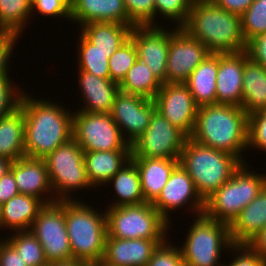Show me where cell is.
Masks as SVG:
<instances>
[{
  "label": "cell",
  "mask_w": 266,
  "mask_h": 266,
  "mask_svg": "<svg viewBox=\"0 0 266 266\" xmlns=\"http://www.w3.org/2000/svg\"><path fill=\"white\" fill-rule=\"evenodd\" d=\"M19 35L11 32H6L1 38H0V78L3 76H8L9 70L11 65L10 59L12 56L13 50H15L16 42L19 39Z\"/></svg>",
  "instance_id": "f6af8a7d"
},
{
  "label": "cell",
  "mask_w": 266,
  "mask_h": 266,
  "mask_svg": "<svg viewBox=\"0 0 266 266\" xmlns=\"http://www.w3.org/2000/svg\"><path fill=\"white\" fill-rule=\"evenodd\" d=\"M19 107L25 119V156L45 158L73 138L71 109L52 100L33 98L28 92H24Z\"/></svg>",
  "instance_id": "6da1fadb"
},
{
  "label": "cell",
  "mask_w": 266,
  "mask_h": 266,
  "mask_svg": "<svg viewBox=\"0 0 266 266\" xmlns=\"http://www.w3.org/2000/svg\"><path fill=\"white\" fill-rule=\"evenodd\" d=\"M50 266H86L87 263L79 260H70V261H60V262H51Z\"/></svg>",
  "instance_id": "f5cc1de1"
},
{
  "label": "cell",
  "mask_w": 266,
  "mask_h": 266,
  "mask_svg": "<svg viewBox=\"0 0 266 266\" xmlns=\"http://www.w3.org/2000/svg\"><path fill=\"white\" fill-rule=\"evenodd\" d=\"M11 160L0 156V179L10 170Z\"/></svg>",
  "instance_id": "816d5d0a"
},
{
  "label": "cell",
  "mask_w": 266,
  "mask_h": 266,
  "mask_svg": "<svg viewBox=\"0 0 266 266\" xmlns=\"http://www.w3.org/2000/svg\"><path fill=\"white\" fill-rule=\"evenodd\" d=\"M248 57L266 68V33L259 34L246 43Z\"/></svg>",
  "instance_id": "bcb514c9"
},
{
  "label": "cell",
  "mask_w": 266,
  "mask_h": 266,
  "mask_svg": "<svg viewBox=\"0 0 266 266\" xmlns=\"http://www.w3.org/2000/svg\"><path fill=\"white\" fill-rule=\"evenodd\" d=\"M87 179L92 188L107 182L131 160V151L84 152Z\"/></svg>",
  "instance_id": "484cf974"
},
{
  "label": "cell",
  "mask_w": 266,
  "mask_h": 266,
  "mask_svg": "<svg viewBox=\"0 0 266 266\" xmlns=\"http://www.w3.org/2000/svg\"><path fill=\"white\" fill-rule=\"evenodd\" d=\"M155 110L153 99L120 91L115 98L110 115L118 125L123 138L131 145L146 131Z\"/></svg>",
  "instance_id": "e0dca14e"
},
{
  "label": "cell",
  "mask_w": 266,
  "mask_h": 266,
  "mask_svg": "<svg viewBox=\"0 0 266 266\" xmlns=\"http://www.w3.org/2000/svg\"><path fill=\"white\" fill-rule=\"evenodd\" d=\"M190 138L246 163L242 152L248 148V115L241 107L229 104L198 107Z\"/></svg>",
  "instance_id": "7a4b0ae2"
},
{
  "label": "cell",
  "mask_w": 266,
  "mask_h": 266,
  "mask_svg": "<svg viewBox=\"0 0 266 266\" xmlns=\"http://www.w3.org/2000/svg\"><path fill=\"white\" fill-rule=\"evenodd\" d=\"M137 59L136 46L129 39L109 57L110 79L120 84Z\"/></svg>",
  "instance_id": "8d00e7d4"
},
{
  "label": "cell",
  "mask_w": 266,
  "mask_h": 266,
  "mask_svg": "<svg viewBox=\"0 0 266 266\" xmlns=\"http://www.w3.org/2000/svg\"><path fill=\"white\" fill-rule=\"evenodd\" d=\"M73 112L72 137L84 152L131 151L110 113Z\"/></svg>",
  "instance_id": "30bf717a"
},
{
  "label": "cell",
  "mask_w": 266,
  "mask_h": 266,
  "mask_svg": "<svg viewBox=\"0 0 266 266\" xmlns=\"http://www.w3.org/2000/svg\"><path fill=\"white\" fill-rule=\"evenodd\" d=\"M56 201L73 200L72 191L92 187L86 174L84 151L71 138L44 158Z\"/></svg>",
  "instance_id": "9c48e42d"
},
{
  "label": "cell",
  "mask_w": 266,
  "mask_h": 266,
  "mask_svg": "<svg viewBox=\"0 0 266 266\" xmlns=\"http://www.w3.org/2000/svg\"><path fill=\"white\" fill-rule=\"evenodd\" d=\"M140 174L143 198L153 203L166 185L171 172L179 164V159L131 158Z\"/></svg>",
  "instance_id": "603a6c76"
},
{
  "label": "cell",
  "mask_w": 266,
  "mask_h": 266,
  "mask_svg": "<svg viewBox=\"0 0 266 266\" xmlns=\"http://www.w3.org/2000/svg\"><path fill=\"white\" fill-rule=\"evenodd\" d=\"M24 135L25 119L20 107L0 118V156L13 162L25 156Z\"/></svg>",
  "instance_id": "f546056e"
},
{
  "label": "cell",
  "mask_w": 266,
  "mask_h": 266,
  "mask_svg": "<svg viewBox=\"0 0 266 266\" xmlns=\"http://www.w3.org/2000/svg\"><path fill=\"white\" fill-rule=\"evenodd\" d=\"M162 83L151 72L150 68L137 59L128 70L126 77L119 84L120 91L154 99Z\"/></svg>",
  "instance_id": "1f68e13d"
},
{
  "label": "cell",
  "mask_w": 266,
  "mask_h": 266,
  "mask_svg": "<svg viewBox=\"0 0 266 266\" xmlns=\"http://www.w3.org/2000/svg\"><path fill=\"white\" fill-rule=\"evenodd\" d=\"M71 21L80 26L91 22L135 25L127 15L123 0H70Z\"/></svg>",
  "instance_id": "7402d4cb"
},
{
  "label": "cell",
  "mask_w": 266,
  "mask_h": 266,
  "mask_svg": "<svg viewBox=\"0 0 266 266\" xmlns=\"http://www.w3.org/2000/svg\"><path fill=\"white\" fill-rule=\"evenodd\" d=\"M107 236L118 239L166 240L170 224L152 203L106 207Z\"/></svg>",
  "instance_id": "ba28073f"
},
{
  "label": "cell",
  "mask_w": 266,
  "mask_h": 266,
  "mask_svg": "<svg viewBox=\"0 0 266 266\" xmlns=\"http://www.w3.org/2000/svg\"><path fill=\"white\" fill-rule=\"evenodd\" d=\"M231 250V251H229ZM227 252H233V259L224 266H266L262 259L248 244H232ZM235 253V254H234Z\"/></svg>",
  "instance_id": "ee69618b"
},
{
  "label": "cell",
  "mask_w": 266,
  "mask_h": 266,
  "mask_svg": "<svg viewBox=\"0 0 266 266\" xmlns=\"http://www.w3.org/2000/svg\"><path fill=\"white\" fill-rule=\"evenodd\" d=\"M6 33V31L0 26V38Z\"/></svg>",
  "instance_id": "6f0895ef"
},
{
  "label": "cell",
  "mask_w": 266,
  "mask_h": 266,
  "mask_svg": "<svg viewBox=\"0 0 266 266\" xmlns=\"http://www.w3.org/2000/svg\"><path fill=\"white\" fill-rule=\"evenodd\" d=\"M10 76L0 78V118L7 116L19 108L21 98L24 94Z\"/></svg>",
  "instance_id": "ab89813d"
},
{
  "label": "cell",
  "mask_w": 266,
  "mask_h": 266,
  "mask_svg": "<svg viewBox=\"0 0 266 266\" xmlns=\"http://www.w3.org/2000/svg\"><path fill=\"white\" fill-rule=\"evenodd\" d=\"M19 190L13 176V172L9 170L0 179V205L10 200L12 197L17 196Z\"/></svg>",
  "instance_id": "c3c4849f"
},
{
  "label": "cell",
  "mask_w": 266,
  "mask_h": 266,
  "mask_svg": "<svg viewBox=\"0 0 266 266\" xmlns=\"http://www.w3.org/2000/svg\"><path fill=\"white\" fill-rule=\"evenodd\" d=\"M241 31L246 43L266 33V0H254L241 15Z\"/></svg>",
  "instance_id": "d590c367"
},
{
  "label": "cell",
  "mask_w": 266,
  "mask_h": 266,
  "mask_svg": "<svg viewBox=\"0 0 266 266\" xmlns=\"http://www.w3.org/2000/svg\"><path fill=\"white\" fill-rule=\"evenodd\" d=\"M78 36L76 50L78 52V70L94 74L103 79H110L109 57L114 52H102L90 43L82 34Z\"/></svg>",
  "instance_id": "d6a6232c"
},
{
  "label": "cell",
  "mask_w": 266,
  "mask_h": 266,
  "mask_svg": "<svg viewBox=\"0 0 266 266\" xmlns=\"http://www.w3.org/2000/svg\"><path fill=\"white\" fill-rule=\"evenodd\" d=\"M152 206L169 224H172L170 214H168L169 211L173 212V210L187 206L189 208L186 210H190L191 214L194 213L198 216L204 213L205 202L199 196L192 178L178 164L171 172L166 185L162 188L160 195L152 203Z\"/></svg>",
  "instance_id": "4fadbf2b"
},
{
  "label": "cell",
  "mask_w": 266,
  "mask_h": 266,
  "mask_svg": "<svg viewBox=\"0 0 266 266\" xmlns=\"http://www.w3.org/2000/svg\"><path fill=\"white\" fill-rule=\"evenodd\" d=\"M194 220L184 244L179 246L185 266H224L219 261L221 254L233 244L229 225L204 213Z\"/></svg>",
  "instance_id": "52a82bcc"
},
{
  "label": "cell",
  "mask_w": 266,
  "mask_h": 266,
  "mask_svg": "<svg viewBox=\"0 0 266 266\" xmlns=\"http://www.w3.org/2000/svg\"><path fill=\"white\" fill-rule=\"evenodd\" d=\"M245 50L237 53H218L216 104L241 107Z\"/></svg>",
  "instance_id": "d6986e66"
},
{
  "label": "cell",
  "mask_w": 266,
  "mask_h": 266,
  "mask_svg": "<svg viewBox=\"0 0 266 266\" xmlns=\"http://www.w3.org/2000/svg\"><path fill=\"white\" fill-rule=\"evenodd\" d=\"M164 241L106 237L103 261L112 266H146Z\"/></svg>",
  "instance_id": "ffe728a7"
},
{
  "label": "cell",
  "mask_w": 266,
  "mask_h": 266,
  "mask_svg": "<svg viewBox=\"0 0 266 266\" xmlns=\"http://www.w3.org/2000/svg\"><path fill=\"white\" fill-rule=\"evenodd\" d=\"M156 110L188 137L193 132L198 106L185 83H164L153 99Z\"/></svg>",
  "instance_id": "2e32d148"
},
{
  "label": "cell",
  "mask_w": 266,
  "mask_h": 266,
  "mask_svg": "<svg viewBox=\"0 0 266 266\" xmlns=\"http://www.w3.org/2000/svg\"><path fill=\"white\" fill-rule=\"evenodd\" d=\"M248 148L266 152V109L248 116Z\"/></svg>",
  "instance_id": "60d3db41"
},
{
  "label": "cell",
  "mask_w": 266,
  "mask_h": 266,
  "mask_svg": "<svg viewBox=\"0 0 266 266\" xmlns=\"http://www.w3.org/2000/svg\"><path fill=\"white\" fill-rule=\"evenodd\" d=\"M163 26H134L130 39L137 49V58L144 62L162 83H166L167 57L173 30Z\"/></svg>",
  "instance_id": "5bb4252c"
},
{
  "label": "cell",
  "mask_w": 266,
  "mask_h": 266,
  "mask_svg": "<svg viewBox=\"0 0 266 266\" xmlns=\"http://www.w3.org/2000/svg\"><path fill=\"white\" fill-rule=\"evenodd\" d=\"M78 85L83 103L81 112L110 113L117 94L120 92L119 84L111 79H103L79 70Z\"/></svg>",
  "instance_id": "44dd1931"
},
{
  "label": "cell",
  "mask_w": 266,
  "mask_h": 266,
  "mask_svg": "<svg viewBox=\"0 0 266 266\" xmlns=\"http://www.w3.org/2000/svg\"><path fill=\"white\" fill-rule=\"evenodd\" d=\"M35 12L44 17H59L71 21L70 0H32V14Z\"/></svg>",
  "instance_id": "7bdbcfd3"
},
{
  "label": "cell",
  "mask_w": 266,
  "mask_h": 266,
  "mask_svg": "<svg viewBox=\"0 0 266 266\" xmlns=\"http://www.w3.org/2000/svg\"><path fill=\"white\" fill-rule=\"evenodd\" d=\"M44 205L40 199L30 195L18 194L12 197L1 205L0 229L4 231V228H8L12 232L30 230Z\"/></svg>",
  "instance_id": "d4e9b609"
},
{
  "label": "cell",
  "mask_w": 266,
  "mask_h": 266,
  "mask_svg": "<svg viewBox=\"0 0 266 266\" xmlns=\"http://www.w3.org/2000/svg\"><path fill=\"white\" fill-rule=\"evenodd\" d=\"M95 266H112L104 262L103 260L98 261L97 263H94Z\"/></svg>",
  "instance_id": "11a10c76"
},
{
  "label": "cell",
  "mask_w": 266,
  "mask_h": 266,
  "mask_svg": "<svg viewBox=\"0 0 266 266\" xmlns=\"http://www.w3.org/2000/svg\"><path fill=\"white\" fill-rule=\"evenodd\" d=\"M254 0H218L216 5L224 10L241 16Z\"/></svg>",
  "instance_id": "681fc988"
},
{
  "label": "cell",
  "mask_w": 266,
  "mask_h": 266,
  "mask_svg": "<svg viewBox=\"0 0 266 266\" xmlns=\"http://www.w3.org/2000/svg\"><path fill=\"white\" fill-rule=\"evenodd\" d=\"M179 164L192 178L199 196L205 202L231 179L242 162L227 152L201 145L188 137Z\"/></svg>",
  "instance_id": "5b68a950"
},
{
  "label": "cell",
  "mask_w": 266,
  "mask_h": 266,
  "mask_svg": "<svg viewBox=\"0 0 266 266\" xmlns=\"http://www.w3.org/2000/svg\"><path fill=\"white\" fill-rule=\"evenodd\" d=\"M116 22H91L81 26L79 31L96 49L102 52H115L130 39L132 28Z\"/></svg>",
  "instance_id": "f1b7e54d"
},
{
  "label": "cell",
  "mask_w": 266,
  "mask_h": 266,
  "mask_svg": "<svg viewBox=\"0 0 266 266\" xmlns=\"http://www.w3.org/2000/svg\"><path fill=\"white\" fill-rule=\"evenodd\" d=\"M262 259L266 260V225L247 243Z\"/></svg>",
  "instance_id": "f907efd6"
},
{
  "label": "cell",
  "mask_w": 266,
  "mask_h": 266,
  "mask_svg": "<svg viewBox=\"0 0 266 266\" xmlns=\"http://www.w3.org/2000/svg\"><path fill=\"white\" fill-rule=\"evenodd\" d=\"M0 266H27L21 255L5 237L0 238Z\"/></svg>",
  "instance_id": "7dc6e473"
},
{
  "label": "cell",
  "mask_w": 266,
  "mask_h": 266,
  "mask_svg": "<svg viewBox=\"0 0 266 266\" xmlns=\"http://www.w3.org/2000/svg\"><path fill=\"white\" fill-rule=\"evenodd\" d=\"M191 6L186 0H155V19L157 16L166 18L181 28L187 21Z\"/></svg>",
  "instance_id": "f35d334b"
},
{
  "label": "cell",
  "mask_w": 266,
  "mask_h": 266,
  "mask_svg": "<svg viewBox=\"0 0 266 266\" xmlns=\"http://www.w3.org/2000/svg\"><path fill=\"white\" fill-rule=\"evenodd\" d=\"M86 266H95L94 264H87Z\"/></svg>",
  "instance_id": "680465c9"
},
{
  "label": "cell",
  "mask_w": 266,
  "mask_h": 266,
  "mask_svg": "<svg viewBox=\"0 0 266 266\" xmlns=\"http://www.w3.org/2000/svg\"><path fill=\"white\" fill-rule=\"evenodd\" d=\"M30 231L43 247L48 263L73 260L65 208L59 201L45 204L40 209Z\"/></svg>",
  "instance_id": "7c38bea8"
},
{
  "label": "cell",
  "mask_w": 266,
  "mask_h": 266,
  "mask_svg": "<svg viewBox=\"0 0 266 266\" xmlns=\"http://www.w3.org/2000/svg\"><path fill=\"white\" fill-rule=\"evenodd\" d=\"M241 108L249 116L266 109V68L252 61L245 51Z\"/></svg>",
  "instance_id": "4316f807"
},
{
  "label": "cell",
  "mask_w": 266,
  "mask_h": 266,
  "mask_svg": "<svg viewBox=\"0 0 266 266\" xmlns=\"http://www.w3.org/2000/svg\"><path fill=\"white\" fill-rule=\"evenodd\" d=\"M31 12L32 0H0V26L6 32L15 33L21 38L33 16Z\"/></svg>",
  "instance_id": "836d02e7"
},
{
  "label": "cell",
  "mask_w": 266,
  "mask_h": 266,
  "mask_svg": "<svg viewBox=\"0 0 266 266\" xmlns=\"http://www.w3.org/2000/svg\"><path fill=\"white\" fill-rule=\"evenodd\" d=\"M181 29L203 43L211 53H237L246 48L241 31V16L216 4L191 6L187 21Z\"/></svg>",
  "instance_id": "3957f363"
},
{
  "label": "cell",
  "mask_w": 266,
  "mask_h": 266,
  "mask_svg": "<svg viewBox=\"0 0 266 266\" xmlns=\"http://www.w3.org/2000/svg\"><path fill=\"white\" fill-rule=\"evenodd\" d=\"M186 2H187L190 6H193V5L197 4V0H186Z\"/></svg>",
  "instance_id": "9f6ffc18"
},
{
  "label": "cell",
  "mask_w": 266,
  "mask_h": 266,
  "mask_svg": "<svg viewBox=\"0 0 266 266\" xmlns=\"http://www.w3.org/2000/svg\"><path fill=\"white\" fill-rule=\"evenodd\" d=\"M113 184L115 200L108 207L138 205L145 203L141 188L140 174L136 164L130 160L108 182ZM118 195V196H117ZM116 196L118 198H116ZM117 199V200H116Z\"/></svg>",
  "instance_id": "4dcf8cb0"
},
{
  "label": "cell",
  "mask_w": 266,
  "mask_h": 266,
  "mask_svg": "<svg viewBox=\"0 0 266 266\" xmlns=\"http://www.w3.org/2000/svg\"><path fill=\"white\" fill-rule=\"evenodd\" d=\"M65 208V222L72 259L94 264L103 260L107 236L106 211L77 200H60Z\"/></svg>",
  "instance_id": "277c9868"
},
{
  "label": "cell",
  "mask_w": 266,
  "mask_h": 266,
  "mask_svg": "<svg viewBox=\"0 0 266 266\" xmlns=\"http://www.w3.org/2000/svg\"><path fill=\"white\" fill-rule=\"evenodd\" d=\"M146 266H185L179 247L167 239L154 250Z\"/></svg>",
  "instance_id": "b9f144b4"
},
{
  "label": "cell",
  "mask_w": 266,
  "mask_h": 266,
  "mask_svg": "<svg viewBox=\"0 0 266 266\" xmlns=\"http://www.w3.org/2000/svg\"><path fill=\"white\" fill-rule=\"evenodd\" d=\"M21 255L27 266H47L43 247L37 238L28 231H17L5 238Z\"/></svg>",
  "instance_id": "e575fe53"
},
{
  "label": "cell",
  "mask_w": 266,
  "mask_h": 266,
  "mask_svg": "<svg viewBox=\"0 0 266 266\" xmlns=\"http://www.w3.org/2000/svg\"><path fill=\"white\" fill-rule=\"evenodd\" d=\"M10 170L20 194L36 197L44 204L56 201L44 158L22 156L12 162ZM48 194L49 197L44 198V195Z\"/></svg>",
  "instance_id": "ac0fdd59"
},
{
  "label": "cell",
  "mask_w": 266,
  "mask_h": 266,
  "mask_svg": "<svg viewBox=\"0 0 266 266\" xmlns=\"http://www.w3.org/2000/svg\"><path fill=\"white\" fill-rule=\"evenodd\" d=\"M188 136L155 110L150 124L131 146V158L179 159Z\"/></svg>",
  "instance_id": "8fae6325"
},
{
  "label": "cell",
  "mask_w": 266,
  "mask_h": 266,
  "mask_svg": "<svg viewBox=\"0 0 266 266\" xmlns=\"http://www.w3.org/2000/svg\"><path fill=\"white\" fill-rule=\"evenodd\" d=\"M266 185V173L258 174L242 163L230 180L205 201L204 214L230 225Z\"/></svg>",
  "instance_id": "8992f818"
},
{
  "label": "cell",
  "mask_w": 266,
  "mask_h": 266,
  "mask_svg": "<svg viewBox=\"0 0 266 266\" xmlns=\"http://www.w3.org/2000/svg\"><path fill=\"white\" fill-rule=\"evenodd\" d=\"M218 0H197V4H216Z\"/></svg>",
  "instance_id": "db71d44e"
},
{
  "label": "cell",
  "mask_w": 266,
  "mask_h": 266,
  "mask_svg": "<svg viewBox=\"0 0 266 266\" xmlns=\"http://www.w3.org/2000/svg\"><path fill=\"white\" fill-rule=\"evenodd\" d=\"M210 54L203 43L175 27L168 50L166 83H185L193 70Z\"/></svg>",
  "instance_id": "9a60e30c"
},
{
  "label": "cell",
  "mask_w": 266,
  "mask_h": 266,
  "mask_svg": "<svg viewBox=\"0 0 266 266\" xmlns=\"http://www.w3.org/2000/svg\"><path fill=\"white\" fill-rule=\"evenodd\" d=\"M218 53H211L192 72L185 84L198 107L216 104Z\"/></svg>",
  "instance_id": "83f0119b"
},
{
  "label": "cell",
  "mask_w": 266,
  "mask_h": 266,
  "mask_svg": "<svg viewBox=\"0 0 266 266\" xmlns=\"http://www.w3.org/2000/svg\"><path fill=\"white\" fill-rule=\"evenodd\" d=\"M266 225V185L229 225L234 244H247Z\"/></svg>",
  "instance_id": "cb8c5ba5"
},
{
  "label": "cell",
  "mask_w": 266,
  "mask_h": 266,
  "mask_svg": "<svg viewBox=\"0 0 266 266\" xmlns=\"http://www.w3.org/2000/svg\"><path fill=\"white\" fill-rule=\"evenodd\" d=\"M123 3L128 18L136 26H162L155 21V0H123Z\"/></svg>",
  "instance_id": "74e56055"
}]
</instances>
